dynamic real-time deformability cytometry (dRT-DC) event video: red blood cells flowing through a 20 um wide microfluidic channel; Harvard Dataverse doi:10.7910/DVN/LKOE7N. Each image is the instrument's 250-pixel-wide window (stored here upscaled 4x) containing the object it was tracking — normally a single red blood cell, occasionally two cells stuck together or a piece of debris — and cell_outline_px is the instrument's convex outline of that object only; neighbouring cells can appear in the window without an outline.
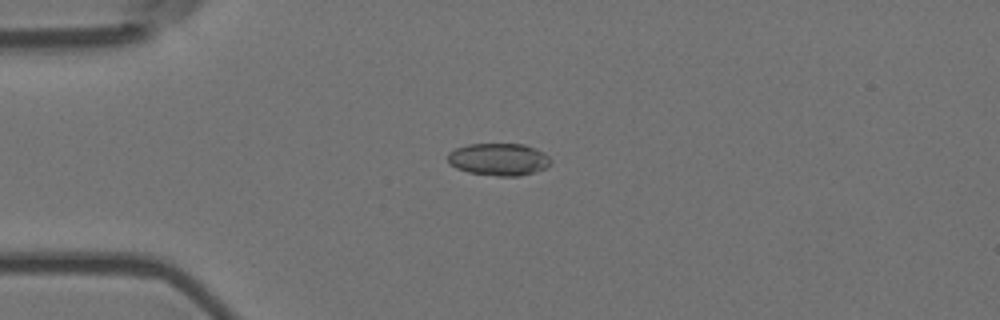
{"species": "Egyptian fruit bat (a non-hibernating species)", "species_latin": "Rousettus aegyptiacus", "temperature_condition": "room temperature", "stored_images_in_passage": 56, "camera_frame_rate_fps": 3000, "um_per_image_px": 0.085, "animal": {"sex": "female"}, "frame": {"image": 1, "passage_image": 14, "time_ms": 4.333, "image_size_px": [1000, 320], "cell_outline_px": [[552, 164], [544, 168], [520, 176], [496, 176], [468, 172], [456, 168], [448, 164], [448, 152], [456, 148], [468, 144], [524, 144], [536, 148], [544, 152], [552, 160]], "centroid_in_image_um": [42.39, 13.54], "position_along_channel_um": 42.6, "area_um2": 19.54}}
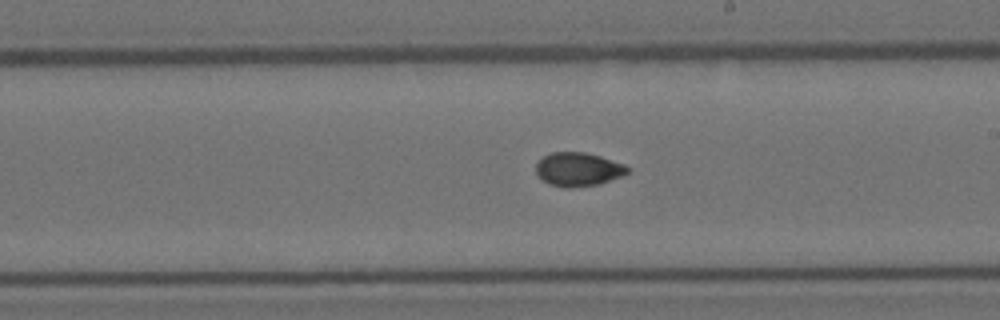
{"frame": {"image": 2, "passage_image": 32, "time_ms": 10.333, "image_size_px": [1000, 320], "cell_outline_px": [[628, 172], [620, 176], [600, 184], [572, 188], [564, 188], [548, 184], [536, 172], [536, 164], [544, 156], [552, 152], [584, 152], [600, 156], [624, 164], [628, 168]], "centroid_in_image_um": [49.13, 14.4], "position_along_channel_um": 239.9, "area_um2": 17.86}}
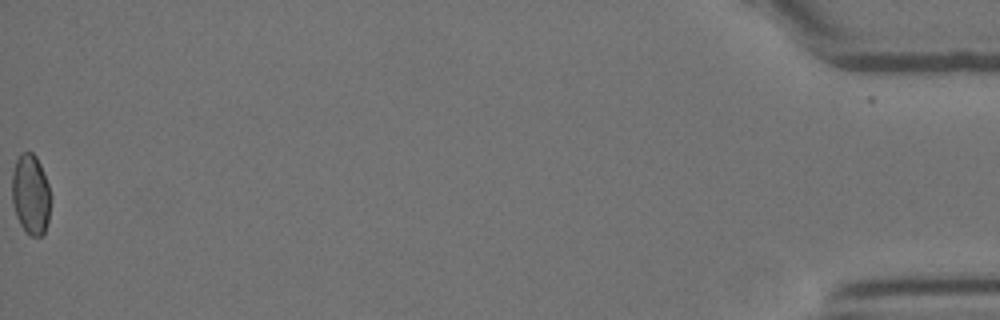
{"frame": {"image": 3, "passage_image": 56, "time_ms": 18.333, "image_size_px": [1000, 320], "cell_outline_px": [[52, 196], [48, 220], [44, 236], [32, 236], [20, 224], [16, 216], [12, 204], [12, 172], [16, 160], [20, 152], [32, 152], [36, 156], [40, 164], [48, 184]], "centroid_in_image_um": [2.62, 16.52], "position_along_channel_um": 432.6, "area_um2": 18.32}, "authors_computed_cell_mechanics": {"area_um2": 18.2648, "velocity_mm_per_s": 3.6698, "shape_relaxation_time_tau1_ms": null, "shape_relaxation_time_tau2_ms": 2.3297, "deformation_change_tau1": null, "deformation_change_tau2": 0.0343}}